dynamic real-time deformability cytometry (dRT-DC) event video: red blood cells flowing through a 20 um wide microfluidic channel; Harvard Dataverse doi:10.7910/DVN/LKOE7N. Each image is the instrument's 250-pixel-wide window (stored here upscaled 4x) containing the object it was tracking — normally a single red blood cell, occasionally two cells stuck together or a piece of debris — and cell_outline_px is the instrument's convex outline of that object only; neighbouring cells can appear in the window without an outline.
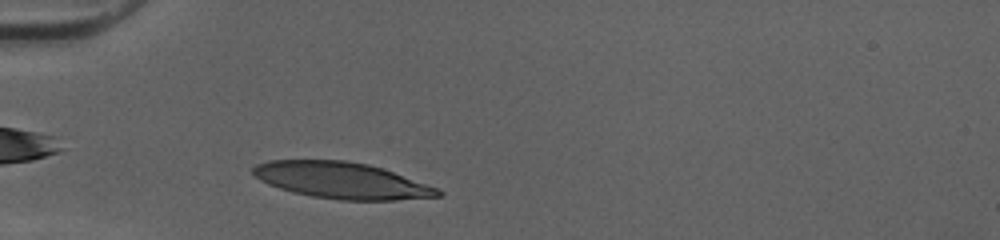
{"species": "human", "species_latin": "Homo sapiens", "temperature_condition": "cold", "stored_images_in_passage": 30, "camera_frame_rate_fps": 3000, "um_per_image_px": 0.085, "donor": {"sex": "female"}, "frame": {"image": 1, "passage_image": 1, "time_ms": 0.0, "image_size_px": [1000, 240], "cell_outline_px": [[444, 192], [440, 196], [396, 200], [340, 200], [312, 196], [292, 192], [268, 184], [260, 180], [252, 172], [252, 168], [256, 164], [268, 160], [344, 160], [368, 164], [440, 188]], "centroid_in_image_um": [29.04, 15.34], "position_along_channel_um": 56.0, "area_um2": 39.02}}
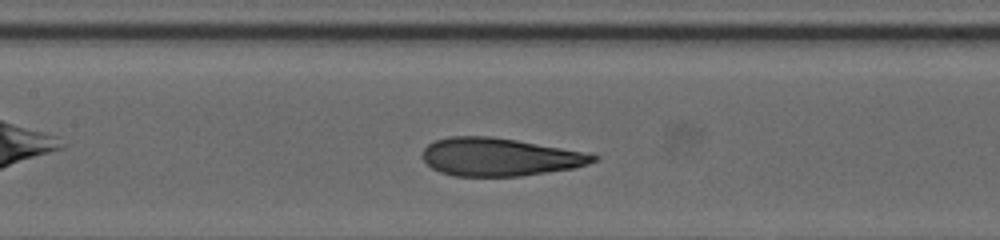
{"frame": {"image": 2, "passage_image": 10, "time_ms": 3.0, "image_size_px": [1000, 240], "cell_outline_px": [[600, 156], [596, 160], [588, 164], [572, 168], [548, 172], [520, 176], [452, 176], [440, 172], [432, 168], [420, 156], [424, 148], [428, 144], [436, 140], [452, 136], [492, 136], [592, 152]], "centroid_in_image_um": [42.5, 13.33], "position_along_channel_um": 164.9, "area_um2": 38.21}}
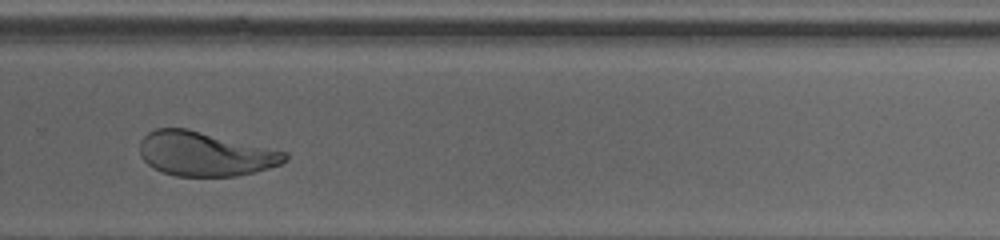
{"frame": {"image": 3, "passage_image": 21, "time_ms": 6.667, "image_size_px": [1000, 240], "cell_outline_px": [[288, 160], [280, 164], [256, 172], [236, 176], [176, 176], [160, 172], [152, 168], [140, 156], [140, 140], [148, 132], [156, 128], [188, 128], [288, 152]], "centroid_in_image_um": [17.42, 13.08], "position_along_channel_um": 312.4, "area_um2": 37.8}, "authors_computed_cell_mechanics": {"area_um2": 38.2058, "velocity_mm_per_s": 4.0365, "shape_relaxation_time_tau1_ms": 7.7945, "shape_relaxation_time_tau2_ms": 0.8071, "deformation_change_tau1": 0.2757, "deformation_change_tau2": 0.0663}}